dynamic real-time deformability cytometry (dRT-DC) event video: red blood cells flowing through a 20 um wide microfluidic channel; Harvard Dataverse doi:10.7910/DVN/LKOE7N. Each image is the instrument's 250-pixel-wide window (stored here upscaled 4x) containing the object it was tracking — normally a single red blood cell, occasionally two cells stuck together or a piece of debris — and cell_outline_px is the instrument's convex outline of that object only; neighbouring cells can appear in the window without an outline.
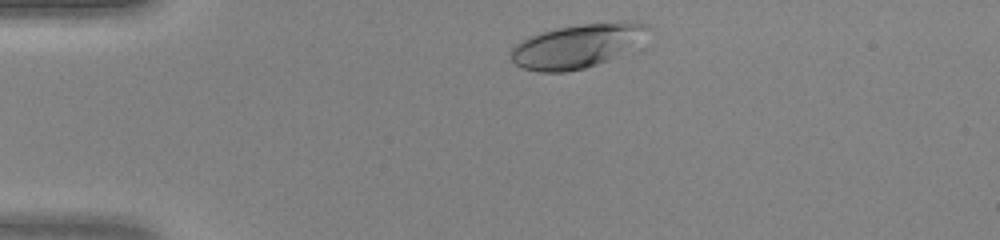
{"species": "human", "species_latin": "Homo sapiens", "temperature_condition": "warm", "stored_images_in_passage": 31, "camera_frame_rate_fps": 3000, "um_per_image_px": 0.085, "donor": {"sex": "female"}, "frame": {"image": 1, "passage_image": 2, "time_ms": 0.333, "image_size_px": [1000, 240], "cell_outline_px": [[652, 28], [632, 52], [584, 68], [564, 72], [540, 72], [520, 68], [512, 60], [508, 52], [520, 40], [528, 36], [540, 32], [580, 24], [624, 20], [652, 24]], "centroid_in_image_um": [49.14, 3.89], "position_along_channel_um": 35.9, "area_um2": 35.95}}
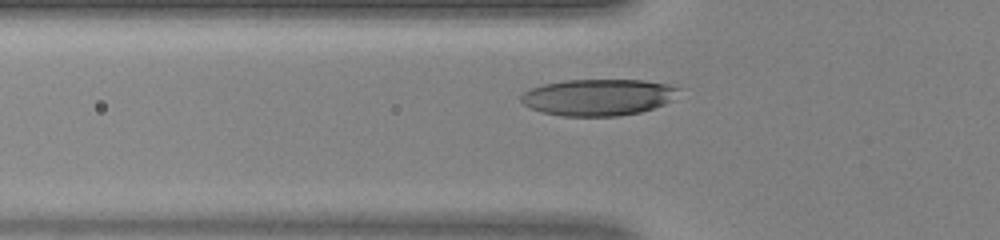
{"frame": {"image": 2, "passage_image": 8, "time_ms": 2.333, "image_size_px": [1000, 240], "cell_outline_px": [[680, 88], [672, 100], [664, 104], [640, 112], [620, 116], [564, 116], [540, 112], [524, 104], [520, 100], [520, 96], [528, 88], [544, 84], [564, 80], [644, 80], [668, 84]], "centroid_in_image_um": [50.82, 8.26], "position_along_channel_um": 75.0, "area_um2": 33.64}}
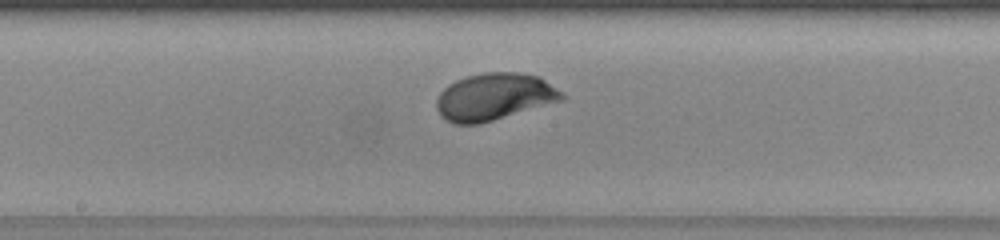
{"frame": {"image": 3, "passage_image": 17, "time_ms": 5.333, "image_size_px": [1000, 240], "cell_outline_px": [[568, 96], [564, 100], [480, 124], [452, 124], [440, 116], [436, 108], [436, 100], [440, 92], [448, 84], [456, 80], [468, 76], [484, 72], [520, 72], [540, 76], [564, 92]], "centroid_in_image_um": [42.04, 8.22], "position_along_channel_um": 206.2, "area_um2": 34.91}}